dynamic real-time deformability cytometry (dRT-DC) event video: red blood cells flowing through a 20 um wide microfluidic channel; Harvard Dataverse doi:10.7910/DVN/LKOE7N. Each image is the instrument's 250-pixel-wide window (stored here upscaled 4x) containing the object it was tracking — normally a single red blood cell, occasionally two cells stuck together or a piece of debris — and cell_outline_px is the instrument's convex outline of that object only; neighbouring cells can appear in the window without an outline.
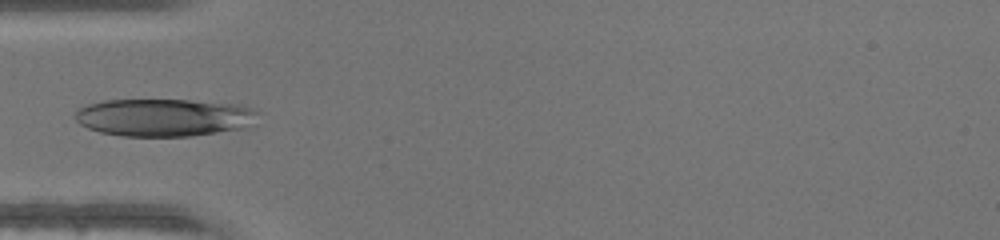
{"species": "human", "species_latin": "Homo sapiens", "temperature_condition": "warm", "stored_images_in_passage": 32, "camera_frame_rate_fps": 3000, "um_per_image_px": 0.085, "donor": {"sex": "male"}, "frame": {"image": 1, "passage_image": 1, "time_ms": 0.0, "image_size_px": [1000, 240], "cell_outline_px": [[260, 112], [256, 124], [248, 128], [192, 136], [120, 136], [100, 132], [88, 128], [80, 124], [76, 120], [76, 112], [80, 108], [88, 104], [104, 100], [188, 100], [240, 104]], "centroid_in_image_um": [14.03, 9.99], "position_along_channel_um": 71.0, "area_um2": 40.58}}
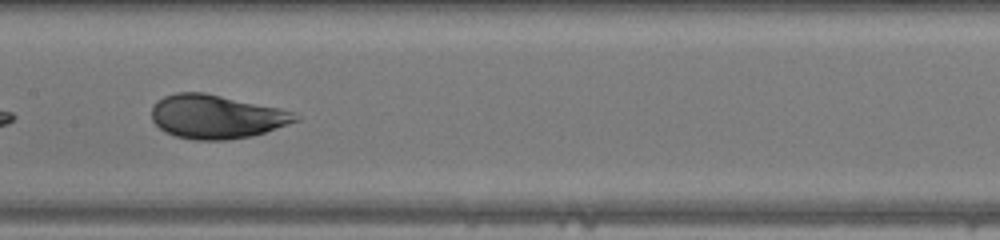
{"frame": {"image": 2, "passage_image": 9, "time_ms": 2.667, "image_size_px": [1000, 240], "cell_outline_px": [[300, 120], [252, 136], [228, 140], [196, 140], [176, 136], [164, 132], [152, 120], [152, 104], [156, 100], [164, 96], [176, 92], [204, 92], [280, 108], [296, 112], [300, 116]], "centroid_in_image_um": [18.38, 9.91], "position_along_channel_um": 189.0, "area_um2": 36.88}}
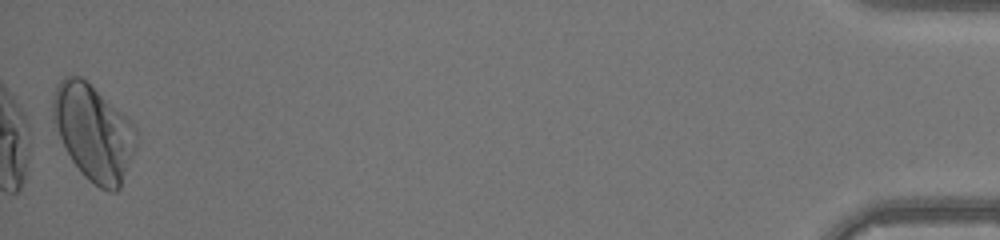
{"frame": {"image": 3, "passage_image": 32, "time_ms": 10.333, "image_size_px": [1000, 240], "cell_outline_px": [[136, 144], [120, 188], [116, 192], [108, 192], [100, 188], [88, 180], [80, 172], [72, 160], [52, 120], [52, 100], [56, 84], [64, 76], [80, 76], [132, 120], [136, 128]], "centroid_in_image_um": [7.95, 11.25], "position_along_channel_um": 427.3, "area_um2": 46.24}}